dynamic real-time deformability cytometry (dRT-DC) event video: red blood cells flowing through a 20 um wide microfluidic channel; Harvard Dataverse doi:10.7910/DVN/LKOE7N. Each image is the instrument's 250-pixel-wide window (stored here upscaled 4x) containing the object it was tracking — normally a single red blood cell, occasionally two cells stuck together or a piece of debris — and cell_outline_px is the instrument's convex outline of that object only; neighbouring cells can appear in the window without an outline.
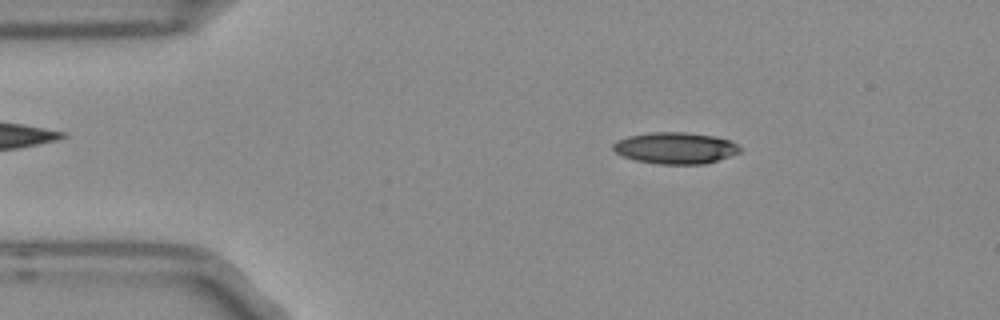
{"species": "Egyptian fruit bat (a non-hibernating species)", "species_latin": "Rousettus aegyptiacus", "temperature_condition": "room temperature", "stored_images_in_passage": 5, "camera_frame_rate_fps": 3000, "um_per_image_px": 0.085, "frame": {"image": 1, "passage_image": 3, "time_ms": 0.667, "image_size_px": [1000, 320], "cell_outline_px": [[740, 152], [704, 164], [656, 164], [636, 160], [624, 156], [616, 152], [612, 148], [612, 144], [616, 140], [628, 136], [652, 132], [684, 132], [716, 136], [732, 140], [740, 148]], "centroid_in_image_um": [57.39, 12.57], "position_along_channel_um": 27.6, "area_um2": 23.24}}
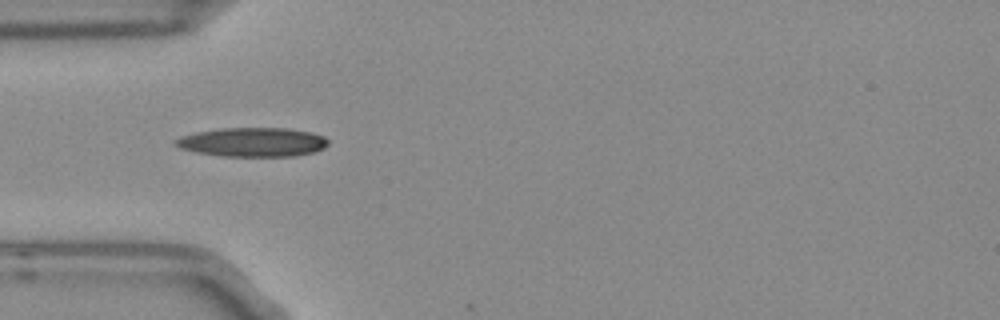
{"frame": {"image": 2, "passage_image": 5, "time_ms": 1.333, "image_size_px": [1000, 320], "cell_outline_px": [[328, 144], [324, 148], [312, 152], [296, 156], [220, 156], [196, 152], [180, 148], [172, 144], [172, 140], [196, 132], [220, 128], [288, 128], [312, 132], [324, 136], [328, 140]], "centroid_in_image_um": [21.46, 12.08], "position_along_channel_um": 63.5, "area_um2": 26.01}}